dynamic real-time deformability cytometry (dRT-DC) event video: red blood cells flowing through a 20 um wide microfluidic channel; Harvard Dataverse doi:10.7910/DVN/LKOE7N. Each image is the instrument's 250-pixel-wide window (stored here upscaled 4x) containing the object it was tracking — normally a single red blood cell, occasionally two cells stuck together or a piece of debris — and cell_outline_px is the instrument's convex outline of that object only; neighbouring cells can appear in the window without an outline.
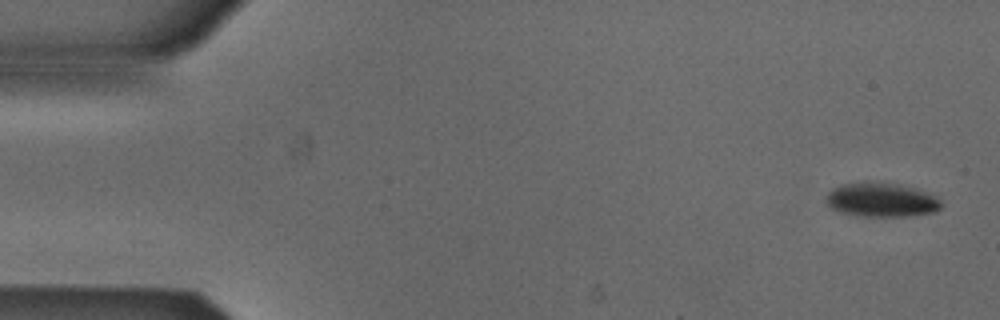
{"species": "Egyptian fruit bat (a non-hibernating species)", "species_latin": "Rousettus aegyptiacus", "temperature_condition": "cold", "stored_images_in_passage": 6, "camera_frame_rate_fps": 3000, "um_per_image_px": 0.085, "animal": {"sex": "male"}, "frame": {"image": 1, "passage_image": 1, "time_ms": 0.0, "image_size_px": [1000, 320], "cell_outline_px": [[940, 208], [936, 212], [908, 216], [864, 216], [840, 212], [832, 208], [824, 200], [824, 196], [832, 188], [840, 184], [868, 180], [896, 184], [916, 188], [936, 196], [940, 200]], "centroid_in_image_um": [74.87, 16.96], "position_along_channel_um": 10.1, "area_um2": 23.24}}
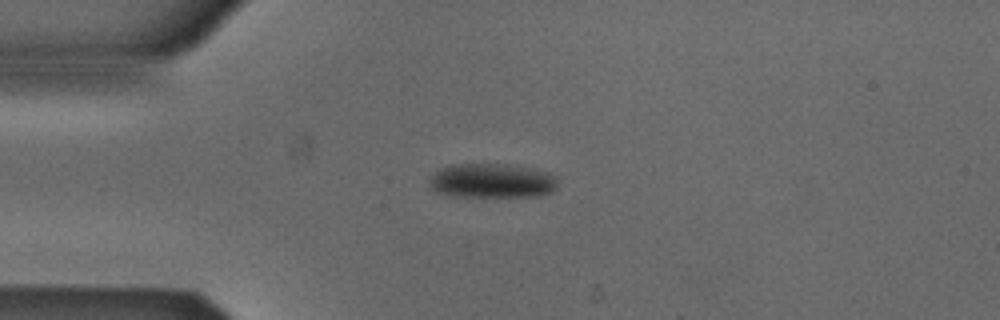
{"frame": {"image": 2, "passage_image": 4, "time_ms": 1.0, "image_size_px": [1000, 320], "cell_outline_px": [[556, 188], [540, 196], [448, 196], [436, 192], [428, 184], [428, 180], [440, 168], [452, 164], [504, 164], [536, 168], [552, 172], [556, 176]], "centroid_in_image_um": [41.82, 15.35], "position_along_channel_um": 43.2, "area_um2": 26.01}}